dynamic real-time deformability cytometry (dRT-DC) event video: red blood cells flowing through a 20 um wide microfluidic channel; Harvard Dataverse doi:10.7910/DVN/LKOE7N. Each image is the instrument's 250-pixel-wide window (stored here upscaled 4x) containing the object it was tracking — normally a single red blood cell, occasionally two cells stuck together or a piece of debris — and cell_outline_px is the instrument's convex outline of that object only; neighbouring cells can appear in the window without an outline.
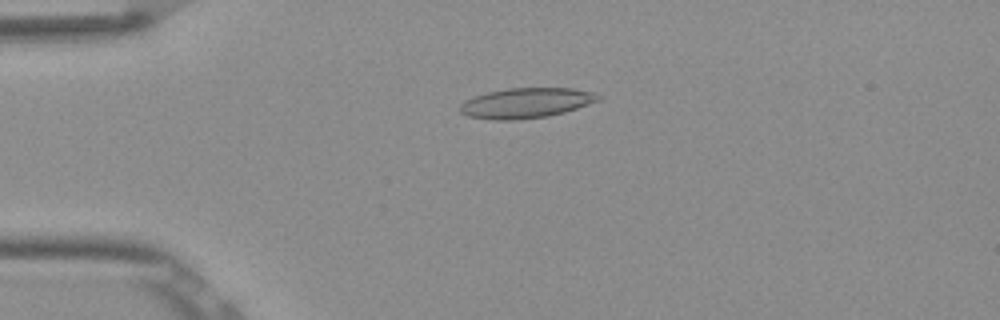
{"species": "Egyptian fruit bat (a non-hibernating species)", "species_latin": "Rousettus aegyptiacus", "temperature_condition": "room temperature", "stored_images_in_passage": 53, "camera_frame_rate_fps": 3000, "um_per_image_px": 0.085, "frame": {"image": 1, "passage_image": 13, "time_ms": 4.0, "image_size_px": [1000, 320], "cell_outline_px": [[600, 100], [564, 112], [548, 116], [516, 120], [492, 120], [468, 116], [460, 112], [460, 104], [464, 100], [472, 96], [488, 92], [508, 88], [572, 88], [592, 92], [600, 96]], "centroid_in_image_um": [44.67, 8.75], "position_along_channel_um": 40.3, "area_um2": 24.28}}
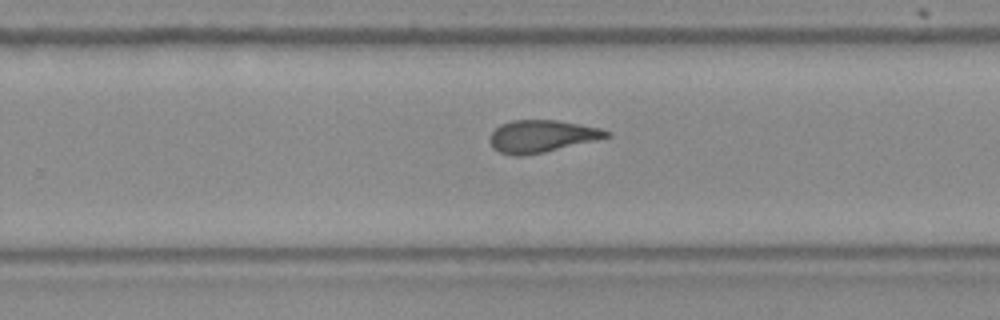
{"frame": {"image": 2, "passage_image": 34, "time_ms": 11.0, "image_size_px": [1000, 320], "cell_outline_px": [[612, 136], [544, 152], [520, 156], [512, 156], [500, 152], [492, 148], [488, 140], [492, 132], [500, 124], [512, 120], [556, 120], [600, 128], [612, 132]], "centroid_in_image_um": [46.01, 11.58], "position_along_channel_um": 283.8, "area_um2": 21.91}}
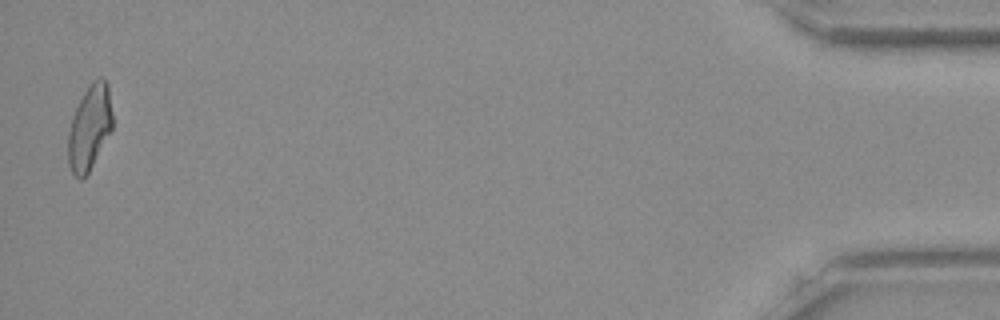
{"frame": {"image": 3, "passage_image": 52, "time_ms": 17.0, "image_size_px": [1000, 320], "cell_outline_px": [[112, 128], [88, 172], [80, 180], [72, 172], [68, 164], [68, 132], [72, 116], [88, 84], [92, 80], [100, 76], [104, 76], [108, 84], [112, 112]], "centroid_in_image_um": [7.61, 10.77], "position_along_channel_um": 427.6, "area_um2": 21.85}, "authors_computed_cell_mechanics": {"area_um2": 22.7154, "velocity_mm_per_s": 3.8919, "shape_relaxation_time_tau1_ms": null, "shape_relaxation_time_tau2_ms": 2.3073, "deformation_change_tau1": null, "deformation_change_tau2": 0.1078}}